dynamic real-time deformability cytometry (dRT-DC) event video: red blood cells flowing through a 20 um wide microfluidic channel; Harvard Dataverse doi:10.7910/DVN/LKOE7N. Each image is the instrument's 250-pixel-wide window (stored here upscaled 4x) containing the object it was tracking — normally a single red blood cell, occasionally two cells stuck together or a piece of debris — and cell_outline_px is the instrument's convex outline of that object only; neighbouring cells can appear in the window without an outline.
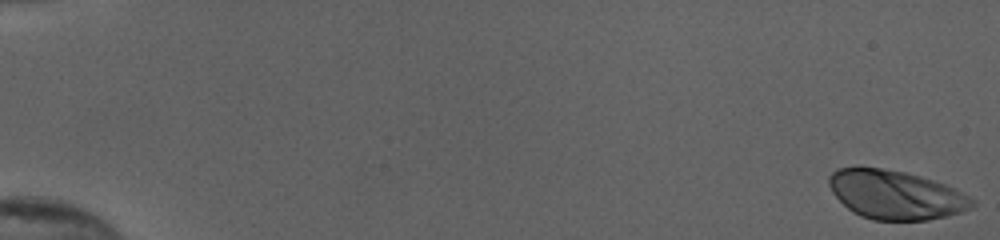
{"species": "human", "species_latin": "Homo sapiens", "temperature_condition": "cold", "stored_images_in_passage": 54, "camera_frame_rate_fps": 3000, "um_per_image_px": 0.085, "donor": {"sex": "female"}, "frame": {"image": 1, "passage_image": 1, "time_ms": 0.0, "image_size_px": [1000, 240], "cell_outline_px": [[976, 204], [972, 208], [960, 212], [928, 220], [872, 220], [860, 216], [852, 212], [832, 192], [828, 184], [828, 176], [836, 168], [860, 164], [904, 172], [932, 180], [944, 184], [976, 200]], "centroid_in_image_um": [76.06, 16.53], "position_along_channel_um": 8.9, "area_um2": 41.1}}
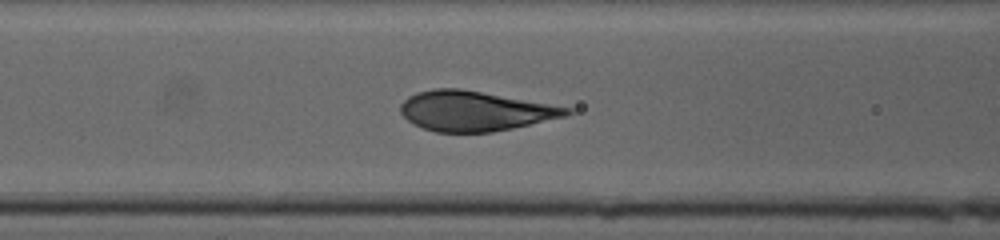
{"frame": {"image": 2, "passage_image": 25, "time_ms": 8.0, "image_size_px": [1000, 240], "cell_outline_px": [[572, 112], [564, 116], [512, 128], [492, 132], [436, 132], [424, 128], [408, 120], [400, 112], [400, 104], [408, 96], [416, 92], [436, 88], [460, 88], [572, 108]], "centroid_in_image_um": [40.32, 9.43], "position_along_channel_um": 126.3, "area_um2": 38.15}}
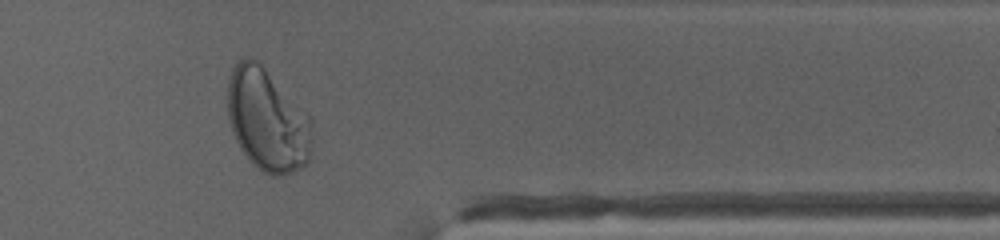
{"frame": {"image": 3, "passage_image": 46, "time_ms": 15.0, "image_size_px": [1000, 240], "cell_outline_px": [[312, 140], [308, 164], [284, 176], [272, 176], [264, 172], [240, 148], [232, 132], [228, 120], [228, 80], [232, 68], [244, 56], [248, 56], [256, 60], [312, 116]], "centroid_in_image_um": [22.75, 10.2], "position_along_channel_um": 388.6, "area_um2": 50.58}, "authors_computed_cell_mechanics": {"area_um2": 39.6797, "velocity_mm_per_s": 3.8708, "shape_relaxation_time_tau1_ms": 2.7862, "shape_relaxation_time_tau2_ms": null, "deformation_change_tau1": 0.1766, "deformation_change_tau2": null}}